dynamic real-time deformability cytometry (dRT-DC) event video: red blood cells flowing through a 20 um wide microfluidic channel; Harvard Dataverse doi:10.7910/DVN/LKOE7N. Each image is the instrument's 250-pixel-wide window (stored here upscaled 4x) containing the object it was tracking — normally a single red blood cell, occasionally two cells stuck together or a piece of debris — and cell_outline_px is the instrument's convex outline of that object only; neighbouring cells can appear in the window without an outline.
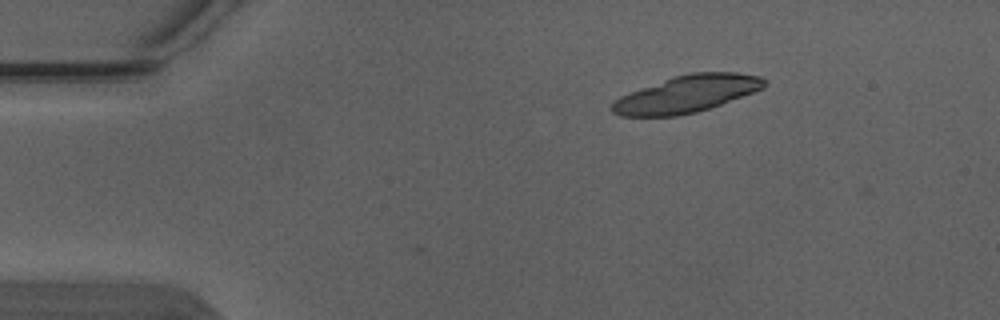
{"species": "Egyptian fruit bat (a non-hibernating species)", "species_latin": "Rousettus aegyptiacus", "temperature_condition": "warm", "stored_images_in_passage": 2, "camera_frame_rate_fps": 3000, "um_per_image_px": 0.085, "animal": {"sex": "male"}, "frame": {"image": 1, "passage_image": 1, "time_ms": 0.0, "image_size_px": [1000, 320], "cell_outline_px": [[768, 84], [764, 88], [720, 104], [696, 112], [676, 116], [620, 116], [612, 112], [612, 104], [620, 96], [628, 92], [672, 76], [692, 72], [736, 72], [760, 76]], "centroid_in_image_um": [58.36, 7.97], "position_along_channel_um": 26.6, "area_um2": 32.77}}